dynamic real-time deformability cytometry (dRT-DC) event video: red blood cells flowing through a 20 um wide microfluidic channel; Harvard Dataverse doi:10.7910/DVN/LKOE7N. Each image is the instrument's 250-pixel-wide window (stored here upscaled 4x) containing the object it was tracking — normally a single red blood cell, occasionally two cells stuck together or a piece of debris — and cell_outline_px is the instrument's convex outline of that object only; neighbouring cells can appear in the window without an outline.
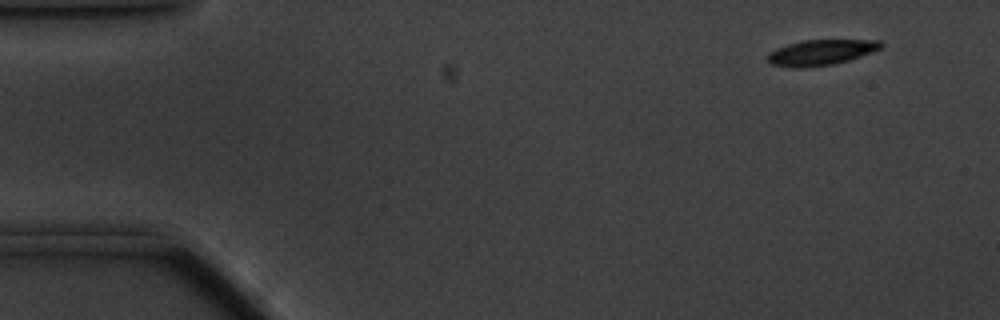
{"species": "common noctule bat (a hibernating species)", "species_latin": "Nyctalus noctula", "temperature_condition": "cold", "stored_images_in_passage": 56, "camera_frame_rate_fps": 3000, "um_per_image_px": 0.085, "animal": {"sex": "male", "body_mass_g": 20.1, "forearm_length_mm": 53.5}, "frame": {"image": 1, "passage_image": 3, "time_ms": 0.667, "image_size_px": [1000, 320], "cell_outline_px": [[884, 44], [880, 48], [848, 60], [832, 64], [800, 68], [792, 68], [772, 64], [768, 60], [768, 52], [776, 48], [788, 44], [804, 40], [880, 40]], "centroid_in_image_um": [69.74, 4.45], "position_along_channel_um": 15.3, "area_um2": 16.59}}
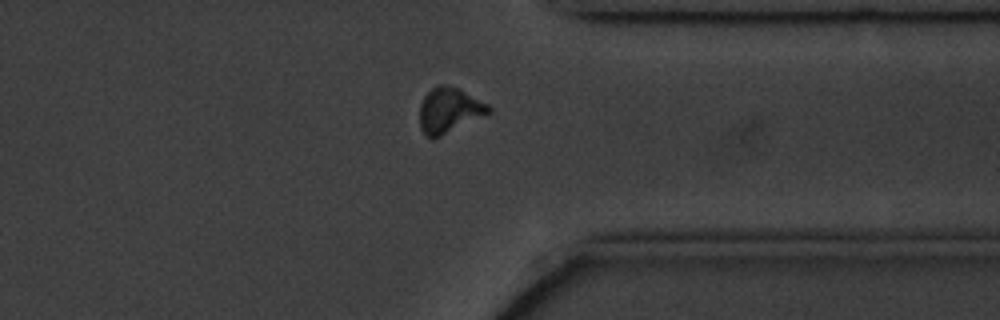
{"frame": {"image": 2, "passage_image": 43, "time_ms": 14.0, "image_size_px": [1000, 320], "cell_outline_px": [[492, 112], [432, 140], [424, 136], [420, 128], [420, 104], [424, 96], [436, 84], [448, 84], [460, 88], [488, 104], [492, 108]], "centroid_in_image_um": [38.17, 9.37], "position_along_channel_um": 373.2, "area_um2": 18.5}}
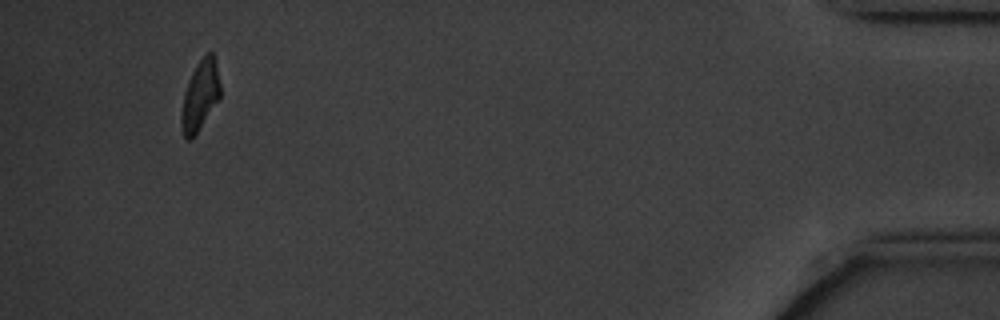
{"frame": {"image": 3, "passage_image": 53, "time_ms": 17.333, "image_size_px": [1000, 320], "cell_outline_px": [[220, 96], [192, 140], [188, 140], [184, 136], [180, 124], [180, 116], [184, 92], [192, 72], [196, 64], [208, 52], [212, 52], [216, 64], [220, 84]], "centroid_in_image_um": [16.98, 8.14], "position_along_channel_um": 418.2, "area_um2": 15.61}, "authors_computed_cell_mechanics": {"area_um2": 17.3689, "velocity_mm_per_s": 3.4466, "shape_relaxation_time_tau1_ms": 2.8427, "shape_relaxation_time_tau2_ms": null, "deformation_change_tau1": 0.1052, "deformation_change_tau2": null}}